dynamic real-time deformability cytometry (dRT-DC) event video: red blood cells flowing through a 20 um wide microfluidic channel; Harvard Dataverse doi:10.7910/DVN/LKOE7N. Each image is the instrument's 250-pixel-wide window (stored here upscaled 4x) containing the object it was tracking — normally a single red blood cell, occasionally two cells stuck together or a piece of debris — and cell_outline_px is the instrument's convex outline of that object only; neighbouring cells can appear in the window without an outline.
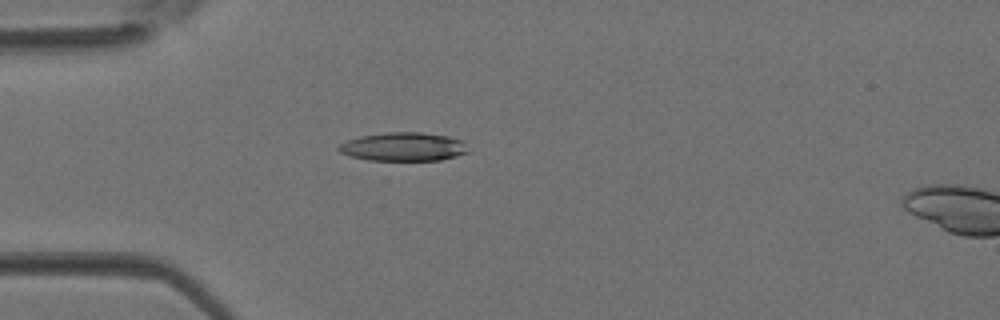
{"species": "Egyptian fruit bat (a non-hibernating species)", "species_latin": "Rousettus aegyptiacus", "temperature_condition": "room temperature", "stored_images_in_passage": 35, "camera_frame_rate_fps": 3000, "um_per_image_px": 0.085, "animal": {"sex": "female"}, "frame": {"image": 1, "passage_image": 5, "time_ms": 1.333, "image_size_px": [1000, 320], "cell_outline_px": [[472, 152], [440, 160], [368, 160], [352, 156], [340, 152], [336, 148], [344, 140], [360, 136], [388, 132], [420, 132], [448, 136], [460, 140]], "centroid_in_image_um": [34.29, 12.47], "position_along_channel_um": 50.7, "area_um2": 21.62}}
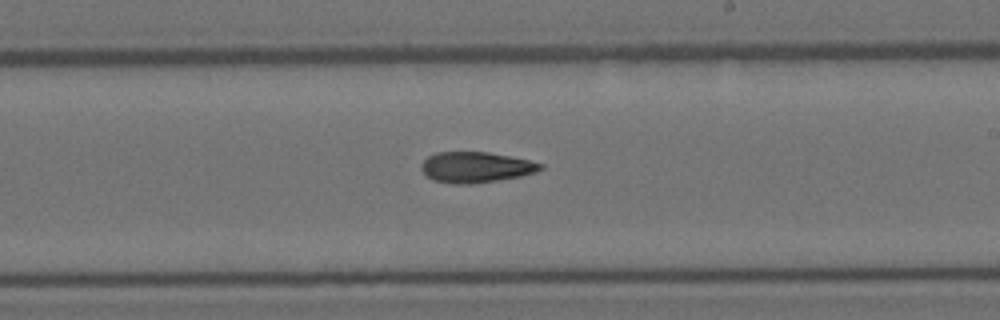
{"frame": {"image": 2, "passage_image": 18, "time_ms": 5.667, "image_size_px": [1000, 320], "cell_outline_px": [[544, 168], [536, 172], [520, 176], [472, 184], [456, 184], [432, 180], [420, 168], [420, 164], [428, 156], [436, 152], [488, 152], [528, 160], [544, 164]], "centroid_in_image_um": [40.43, 14.21], "position_along_channel_um": 248.6, "area_um2": 21.21}}
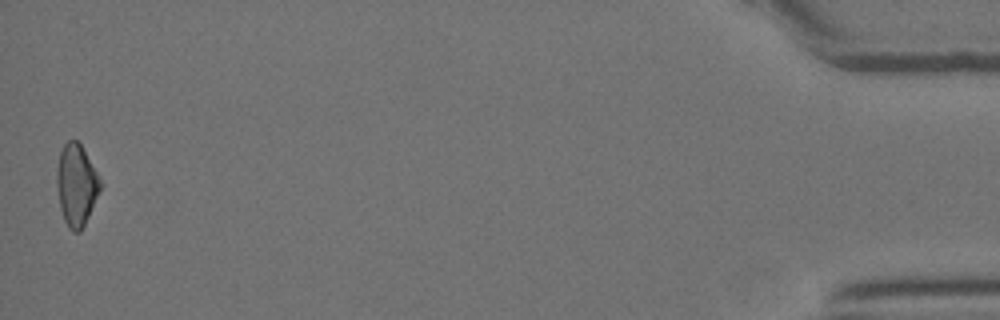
{"frame": {"image": 3, "passage_image": 35, "time_ms": 11.333, "image_size_px": [1000, 320], "cell_outline_px": [[100, 188], [88, 216], [80, 232], [72, 232], [68, 228], [64, 220], [60, 208], [56, 184], [56, 168], [60, 152], [64, 144], [68, 140], [76, 140], [80, 144], [96, 172], [100, 180]], "centroid_in_image_um": [6.44, 15.73], "position_along_channel_um": 428.8, "area_um2": 20.29}}